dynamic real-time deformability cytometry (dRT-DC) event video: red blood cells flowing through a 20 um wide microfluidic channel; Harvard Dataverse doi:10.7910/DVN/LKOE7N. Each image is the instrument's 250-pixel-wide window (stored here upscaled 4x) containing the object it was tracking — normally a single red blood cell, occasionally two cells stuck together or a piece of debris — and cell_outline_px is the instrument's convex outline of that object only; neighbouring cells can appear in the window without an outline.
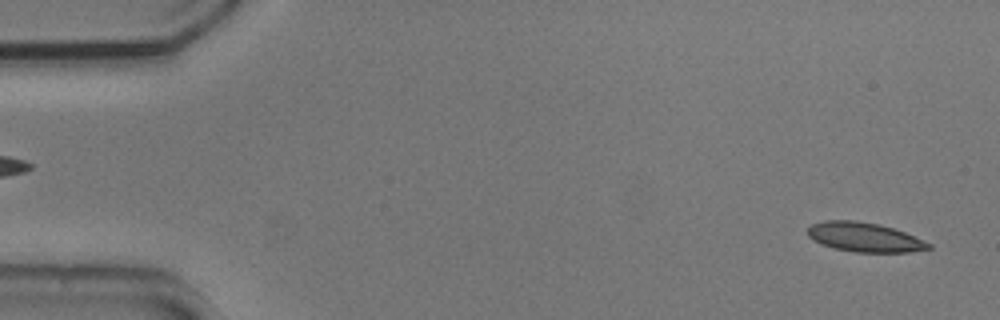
{"species": "common noctule bat (a hibernating species)", "species_latin": "Nyctalus noctula", "temperature_condition": "cold", "stored_images_in_passage": 28, "camera_frame_rate_fps": 3000, "um_per_image_px": 0.085, "animal": {"sex": "male", "body_mass_g": 20.5, "forearm_length_mm": 52.5}, "frame": {"image": 1, "passage_image": 2, "time_ms": 0.333, "image_size_px": [1000, 320], "cell_outline_px": [[932, 248], [908, 252], [856, 252], [836, 248], [812, 240], [808, 236], [808, 228], [812, 224], [824, 220], [856, 220], [880, 224], [904, 232], [932, 244]], "centroid_in_image_um": [73.48, 20.15], "position_along_channel_um": 11.5, "area_um2": 20.52}}
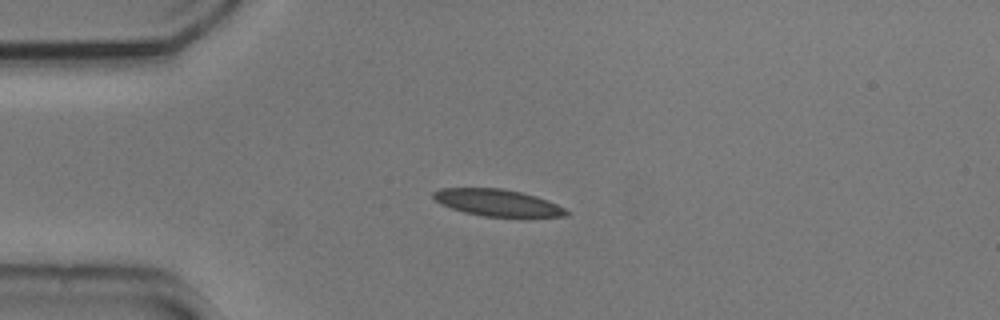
{"frame": {"image": 2, "passage_image": 13, "time_ms": 4.0, "image_size_px": [1000, 320], "cell_outline_px": [[572, 212], [568, 216], [484, 216], [464, 212], [440, 204], [432, 196], [432, 192], [440, 188], [504, 188], [536, 196], [548, 200]], "centroid_in_image_um": [42.28, 17.22], "position_along_channel_um": 42.7, "area_um2": 20.63}}